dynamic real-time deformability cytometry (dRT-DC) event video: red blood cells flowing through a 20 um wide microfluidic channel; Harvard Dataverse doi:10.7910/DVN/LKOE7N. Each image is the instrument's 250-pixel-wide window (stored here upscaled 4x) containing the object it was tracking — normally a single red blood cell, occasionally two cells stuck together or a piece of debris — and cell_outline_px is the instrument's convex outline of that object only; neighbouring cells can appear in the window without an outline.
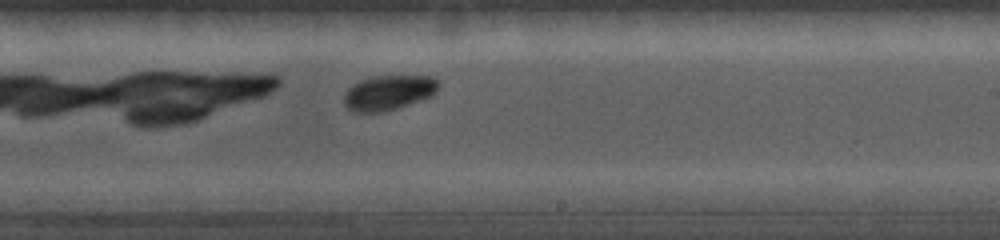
{"species": "common noctule bat (a hibernating species)", "species_latin": "Nyctalus noctula", "temperature_condition": "cold", "stored_images_in_passage": 22, "camera_frame_rate_fps": 5000, "um_per_image_px": 0.085, "animal": {"sex": "female", "body_mass_g": 19.0, "forearm_length_mm": 56.7}, "frame": {"image": 1, "passage_image": 19, "time_ms": 4.6, "image_size_px": [1000, 240], "cell_outline_px": [[440, 84], [436, 92], [432, 96], [384, 112], [352, 112], [344, 104], [344, 92], [352, 84], [360, 80], [372, 76], [436, 76], [440, 80]], "centroid_in_image_um": [33.04, 7.86], "position_along_channel_um": 256.0, "area_um2": 19.48}}